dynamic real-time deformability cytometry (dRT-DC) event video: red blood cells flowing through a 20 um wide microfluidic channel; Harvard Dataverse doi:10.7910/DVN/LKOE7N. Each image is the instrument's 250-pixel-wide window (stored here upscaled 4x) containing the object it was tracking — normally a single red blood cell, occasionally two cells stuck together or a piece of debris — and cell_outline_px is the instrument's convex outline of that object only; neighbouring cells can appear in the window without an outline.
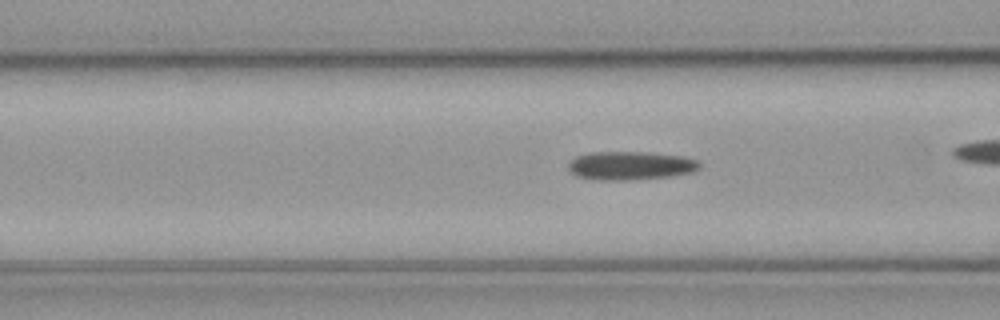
{"species": "common noctule bat (a hibernating species)", "species_latin": "Nyctalus noctula", "temperature_condition": "cold", "stored_images_in_passage": 33, "camera_frame_rate_fps": 3000, "um_per_image_px": 0.085, "animal": {"sex": "male", "body_mass_g": 23.1, "forearm_length_mm": 52.7}, "frame": {"image": 1, "passage_image": 10, "time_ms": 3.0, "image_size_px": [1000, 320], "cell_outline_px": [[700, 168], [692, 172], [668, 176], [624, 180], [600, 180], [576, 176], [568, 168], [568, 164], [576, 156], [592, 152], [648, 152], [684, 156], [696, 160], [700, 164]], "centroid_in_image_um": [53.58, 14.07], "position_along_channel_um": 113.0, "area_um2": 21.62}}